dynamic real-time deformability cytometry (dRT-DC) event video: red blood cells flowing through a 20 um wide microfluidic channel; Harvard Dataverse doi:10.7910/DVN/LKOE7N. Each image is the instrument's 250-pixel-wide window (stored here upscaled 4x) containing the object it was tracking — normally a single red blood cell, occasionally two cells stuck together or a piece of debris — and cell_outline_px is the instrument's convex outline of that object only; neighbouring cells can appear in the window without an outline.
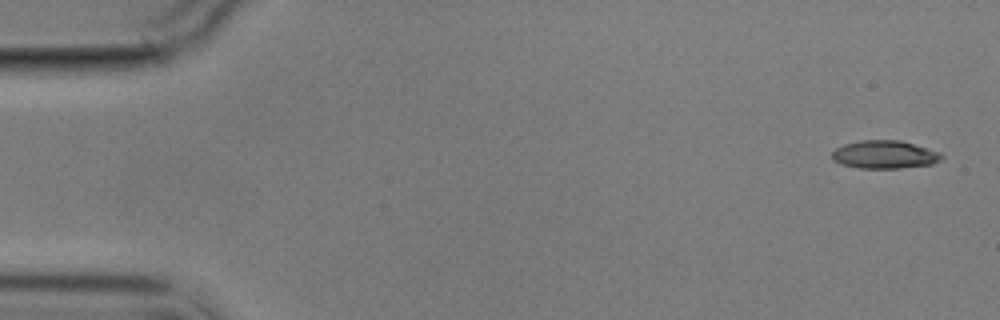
{"species": "common noctule bat (a hibernating species)", "species_latin": "Nyctalus noctula", "temperature_condition": "cold", "stored_images_in_passage": 5, "camera_frame_rate_fps": 3000, "um_per_image_px": 0.085, "animal": {"sex": "male", "body_mass_g": 17.9}, "frame": {"image": 1, "passage_image": 1, "time_ms": 0.0, "image_size_px": [1000, 320], "cell_outline_px": [[944, 156], [940, 160], [932, 164], [900, 168], [860, 168], [844, 164], [832, 160], [832, 152], [836, 148], [844, 144], [860, 140], [900, 140], [936, 152]], "centroid_in_image_um": [75.14, 13.14], "position_along_channel_um": 9.9, "area_um2": 17.57}}
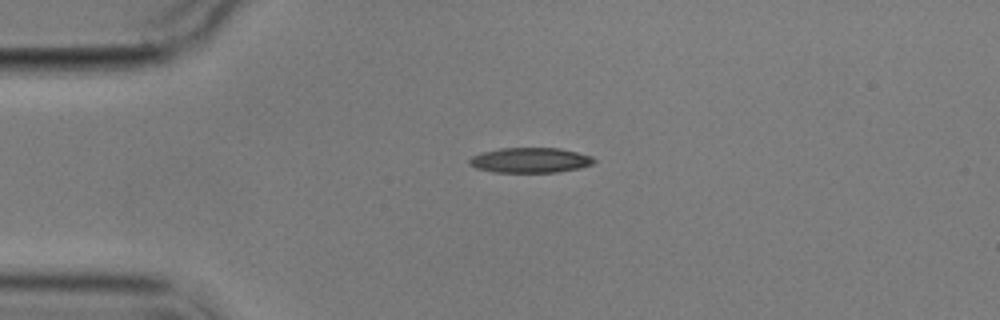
{"frame": {"image": 2, "passage_image": 4, "time_ms": 3.667, "image_size_px": [1000, 320], "cell_outline_px": [[596, 160], [592, 164], [580, 168], [556, 172], [496, 172], [476, 168], [468, 164], [468, 160], [472, 156], [484, 152], [500, 148], [560, 148], [592, 156]], "centroid_in_image_um": [45.07, 13.62], "position_along_channel_um": 39.9, "area_um2": 18.15}}